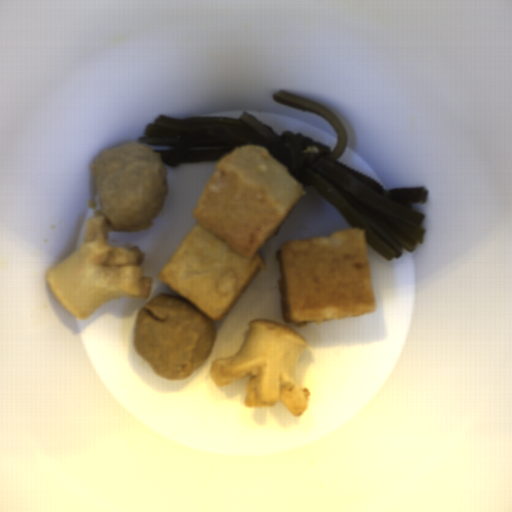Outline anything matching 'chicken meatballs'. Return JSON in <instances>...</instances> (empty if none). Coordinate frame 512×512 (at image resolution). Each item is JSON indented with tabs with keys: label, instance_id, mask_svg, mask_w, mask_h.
I'll return each mask as SVG.
<instances>
[{
	"label": "chicken meatballs",
	"instance_id": "f4306124",
	"mask_svg": "<svg viewBox=\"0 0 512 512\" xmlns=\"http://www.w3.org/2000/svg\"><path fill=\"white\" fill-rule=\"evenodd\" d=\"M216 325L192 305L171 294H158L138 311L132 347L157 376L183 380L213 352Z\"/></svg>",
	"mask_w": 512,
	"mask_h": 512
},
{
	"label": "chicken meatballs",
	"instance_id": "fd5e1221",
	"mask_svg": "<svg viewBox=\"0 0 512 512\" xmlns=\"http://www.w3.org/2000/svg\"><path fill=\"white\" fill-rule=\"evenodd\" d=\"M96 208L109 231L149 230L163 208L168 192L162 154L143 145L126 143L101 151L91 163Z\"/></svg>",
	"mask_w": 512,
	"mask_h": 512
}]
</instances>
